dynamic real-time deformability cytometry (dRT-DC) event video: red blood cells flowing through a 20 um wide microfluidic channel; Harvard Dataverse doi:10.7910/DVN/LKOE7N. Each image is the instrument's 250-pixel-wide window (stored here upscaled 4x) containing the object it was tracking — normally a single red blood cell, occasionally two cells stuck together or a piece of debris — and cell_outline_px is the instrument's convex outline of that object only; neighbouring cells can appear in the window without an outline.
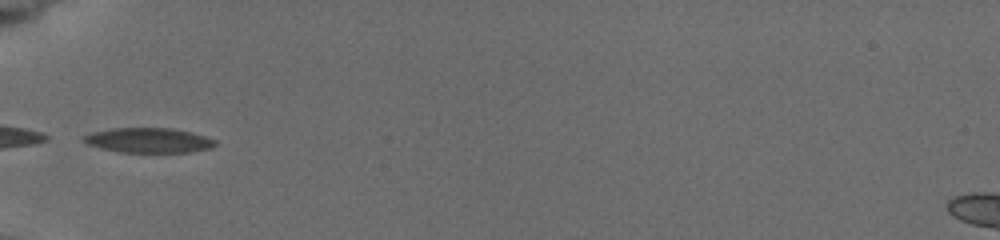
{"species": "common noctule bat (a hibernating species)", "species_latin": "Nyctalus noctula", "temperature_condition": "cold", "stored_images_in_passage": 9, "segment_of_instrument_passage": [2, 2], "camera_frame_rate_fps": 3000, "um_per_image_px": 0.085, "animal": {"sex": "female", "body_mass_g": 19.5, "forearm_length_mm": 54.1}, "frame": {"image": 1, "passage_image": 7, "time_ms": 5.333, "image_size_px": [1000, 240], "cell_outline_px": [[216, 144], [212, 148], [192, 152], [120, 152], [100, 148], [88, 144], [84, 140], [84, 136], [92, 132], [112, 128], [172, 128], [192, 132], [216, 140]], "centroid_in_image_um": [12.67, 11.92], "position_along_channel_um": 72.3, "area_um2": 19.02}}
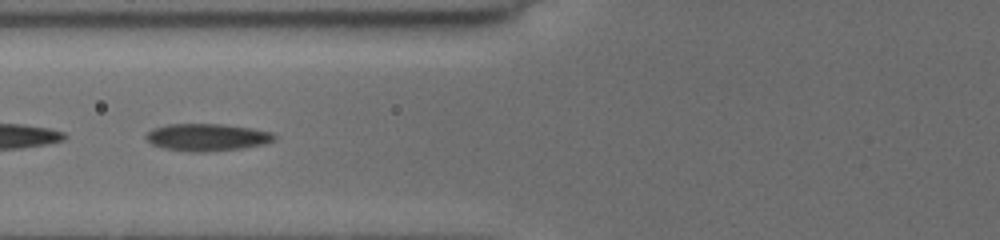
{"frame": {"image": 2, "passage_image": 8, "time_ms": 6.333, "image_size_px": [1000, 240], "cell_outline_px": [[276, 140], [264, 144], [240, 148], [204, 152], [188, 152], [164, 148], [152, 144], [144, 136], [152, 128], [168, 124], [224, 124], [252, 128], [272, 132], [276, 136]], "centroid_in_image_um": [17.6, 11.66], "position_along_channel_um": 108.2, "area_um2": 20.46}}